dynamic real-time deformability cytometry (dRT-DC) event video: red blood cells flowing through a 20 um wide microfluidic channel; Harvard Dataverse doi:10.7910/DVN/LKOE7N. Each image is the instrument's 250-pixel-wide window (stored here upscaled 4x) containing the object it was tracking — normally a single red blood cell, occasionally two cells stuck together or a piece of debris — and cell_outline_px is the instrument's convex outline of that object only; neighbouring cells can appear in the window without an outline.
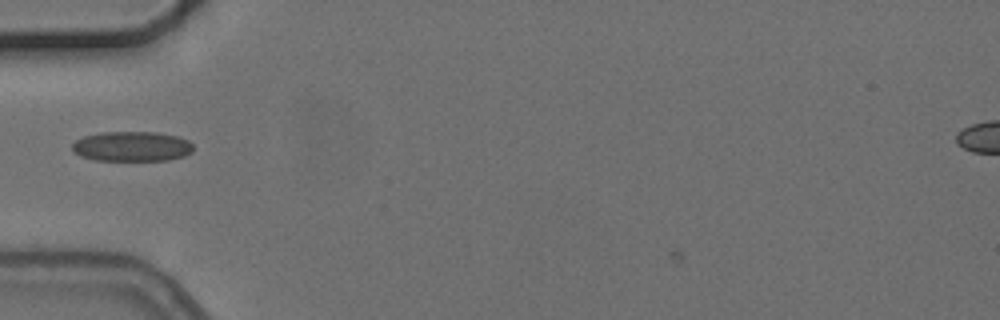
{"species": "common noctule bat (a hibernating species)", "species_latin": "Nyctalus noctula", "temperature_condition": "cold", "stored_images_in_passage": 3, "camera_frame_rate_fps": 3000, "um_per_image_px": 0.085, "animal": {"sex": "female", "body_mass_g": 24.6, "forearm_length_mm": 56.2}, "frame": {"image": 1, "passage_image": 2, "time_ms": 1.333, "image_size_px": [1000, 320], "cell_outline_px": [[192, 152], [184, 156], [168, 160], [96, 160], [80, 156], [72, 152], [72, 144], [76, 140], [84, 136], [100, 132], [156, 132], [176, 136], [188, 140], [192, 144]], "centroid_in_image_um": [11.18, 12.44], "position_along_channel_um": 73.8, "area_um2": 21.15}}